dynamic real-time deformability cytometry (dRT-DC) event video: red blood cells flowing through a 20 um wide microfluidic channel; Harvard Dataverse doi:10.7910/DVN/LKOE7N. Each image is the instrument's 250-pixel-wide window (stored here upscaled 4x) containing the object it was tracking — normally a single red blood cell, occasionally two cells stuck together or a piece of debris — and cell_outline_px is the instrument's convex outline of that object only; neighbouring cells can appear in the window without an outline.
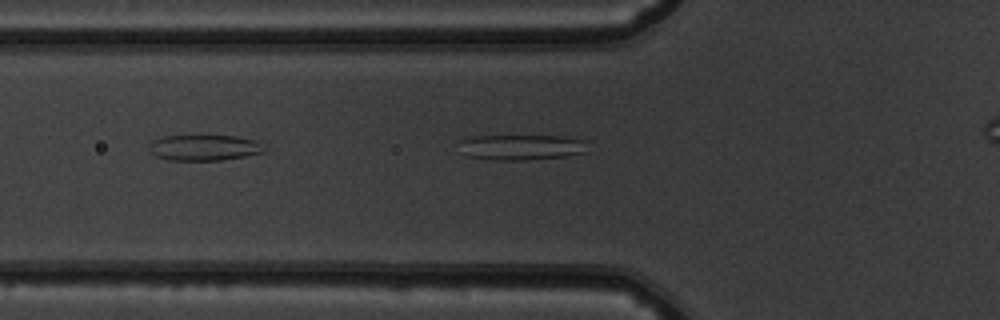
{"species": "common noctule bat (a hibernating species)", "species_latin": "Nyctalus noctula", "temperature_condition": "warm", "stored_images_in_passage": 11, "camera_frame_rate_fps": 3000, "um_per_image_px": 0.085, "animal": {"sex": "male", "body_mass_g": 19.5, "forearm_length_mm": 54.6}, "frame": {"image": 1, "passage_image": 11, "time_ms": 3.333, "image_size_px": [1000, 320], "cell_outline_px": [[588, 152], [564, 156], [528, 160], [492, 160], [468, 156], [460, 152], [460, 140], [464, 136], [564, 136], [580, 140]], "centroid_in_image_um": [44.2, 12.51], "position_along_channel_um": 81.6, "area_um2": 19.07}}